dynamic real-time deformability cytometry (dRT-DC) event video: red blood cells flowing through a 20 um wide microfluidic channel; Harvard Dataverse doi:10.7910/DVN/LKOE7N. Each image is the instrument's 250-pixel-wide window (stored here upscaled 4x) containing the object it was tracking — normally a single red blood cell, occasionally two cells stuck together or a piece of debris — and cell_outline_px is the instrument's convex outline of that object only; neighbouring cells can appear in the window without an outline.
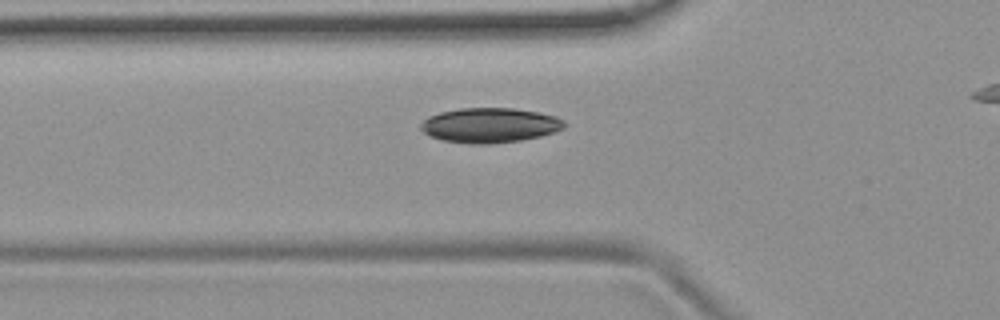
{"species": "common noctule bat (a hibernating species)", "species_latin": "Nyctalus noctula", "temperature_condition": "room temperature", "stored_images_in_passage": 31, "camera_frame_rate_fps": 3000, "um_per_image_px": 0.085, "animal": {"sex": "female", "body_mass_g": 19.9}, "frame": {"image": 1, "passage_image": 2, "time_ms": 0.333, "image_size_px": [1000, 320], "cell_outline_px": [[564, 128], [540, 136], [520, 140], [488, 144], [468, 144], [444, 140], [432, 136], [424, 132], [420, 128], [420, 124], [428, 116], [440, 112], [460, 108], [512, 108], [540, 112], [556, 116], [564, 120]], "centroid_in_image_um": [41.63, 10.64], "position_along_channel_um": 84.2, "area_um2": 29.02}}
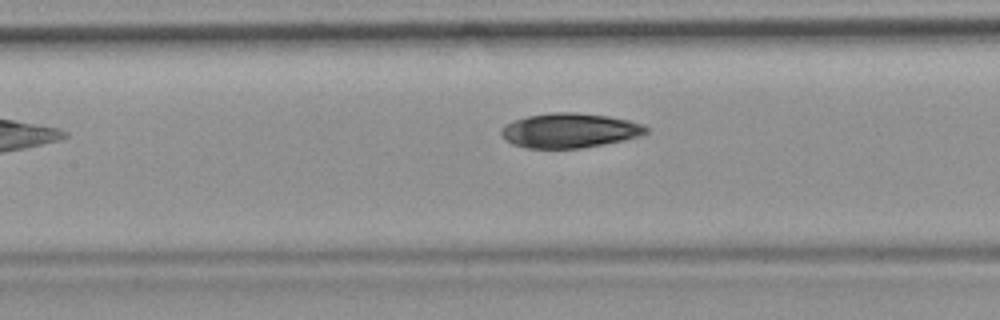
{"frame": {"image": 2, "passage_image": 8, "time_ms": 2.333, "image_size_px": [1000, 320], "cell_outline_px": [[648, 132], [640, 136], [624, 140], [604, 144], [580, 148], [524, 148], [512, 144], [504, 140], [500, 132], [508, 124], [516, 120], [528, 116], [552, 112], [572, 112], [608, 116], [628, 120], [644, 124], [648, 128]], "centroid_in_image_um": [48.44, 11.1], "position_along_channel_um": 159.0, "area_um2": 29.13}}
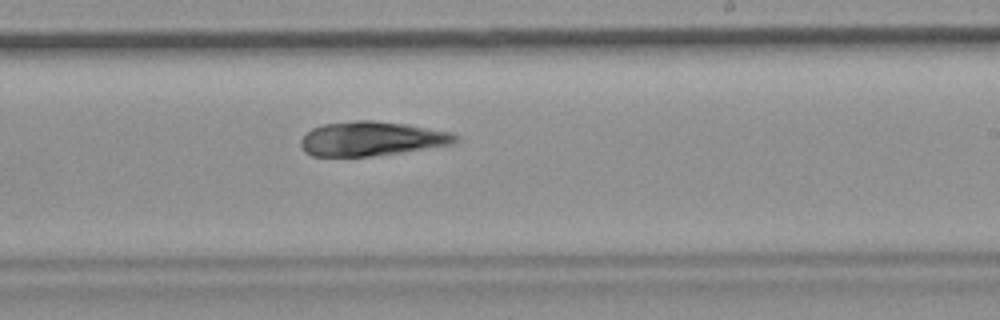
{"frame": {"image": 3, "passage_image": 16, "time_ms": 5.0, "image_size_px": [1000, 320], "cell_outline_px": [[460, 140], [452, 144], [400, 152], [372, 156], [312, 156], [304, 152], [300, 144], [300, 140], [312, 128], [324, 124], [356, 120], [372, 120], [408, 124], [452, 132], [460, 136]], "centroid_in_image_um": [31.61, 11.78], "position_along_channel_um": 257.4, "area_um2": 30.98}}